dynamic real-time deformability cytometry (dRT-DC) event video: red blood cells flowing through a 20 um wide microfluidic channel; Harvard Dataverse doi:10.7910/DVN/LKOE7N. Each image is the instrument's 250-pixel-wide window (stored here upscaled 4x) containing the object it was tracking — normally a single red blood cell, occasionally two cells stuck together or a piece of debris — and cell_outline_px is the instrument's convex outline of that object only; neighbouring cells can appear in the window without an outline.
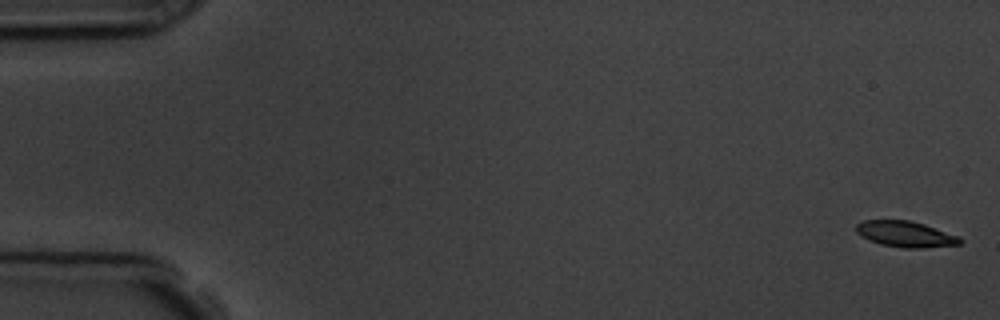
{"species": "common noctule bat (a hibernating species)", "species_latin": "Nyctalus noctula", "temperature_condition": "room temperature", "stored_images_in_passage": 5, "camera_frame_rate_fps": 3000, "um_per_image_px": 0.085, "animal": {"sex": "male", "body_mass_g": 19.5, "forearm_length_mm": 54.6}, "frame": {"image": 1, "passage_image": 1, "time_ms": 0.0, "image_size_px": [1000, 320], "cell_outline_px": [[964, 240], [960, 244], [920, 248], [904, 248], [880, 244], [868, 240], [860, 236], [856, 232], [856, 224], [864, 220], [908, 220], [924, 224], [960, 236]], "centroid_in_image_um": [76.96, 19.9], "position_along_channel_um": 8.0, "area_um2": 15.78}}